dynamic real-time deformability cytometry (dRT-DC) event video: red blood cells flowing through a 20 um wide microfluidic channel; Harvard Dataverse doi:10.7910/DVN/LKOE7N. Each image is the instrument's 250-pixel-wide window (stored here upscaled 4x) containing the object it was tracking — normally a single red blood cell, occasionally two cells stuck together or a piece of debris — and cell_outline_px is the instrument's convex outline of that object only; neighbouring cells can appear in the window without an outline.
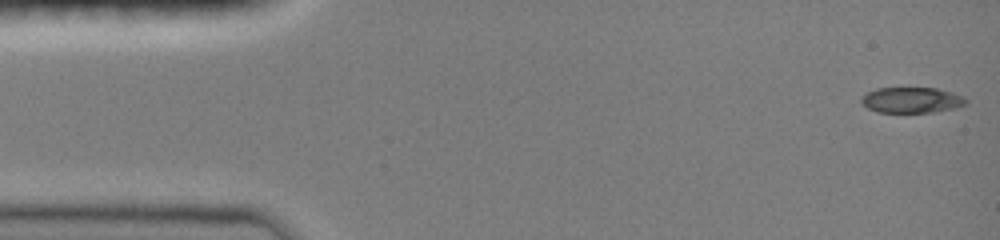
{"species": "common noctule bat (a hibernating species)", "species_latin": "Nyctalus noctula", "temperature_condition": "room temperature", "stored_images_in_passage": 31, "camera_frame_rate_fps": 3000, "um_per_image_px": 0.085, "animal": {"sex": "female", "body_mass_g": 19.0, "forearm_length_mm": 51.5}, "frame": {"image": 1, "passage_image": 1, "time_ms": 0.0, "image_size_px": [1000, 240], "cell_outline_px": [[968, 104], [956, 108], [936, 112], [876, 112], [868, 108], [860, 100], [860, 96], [876, 88], [936, 88], [952, 92], [964, 96], [968, 100]], "centroid_in_image_um": [77.53, 8.5], "position_along_channel_um": 7.5, "area_um2": 15.84}}
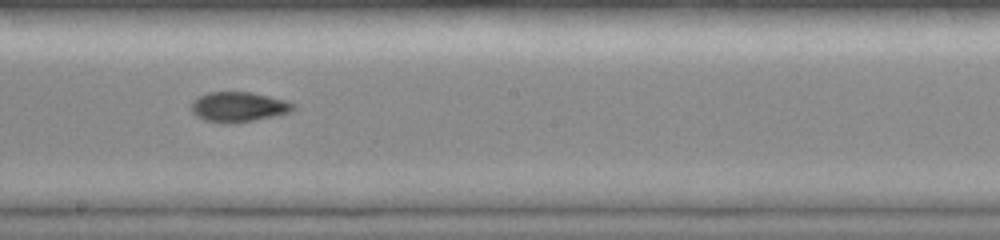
{"frame": {"image": 2, "passage_image": 17, "time_ms": 8.333, "image_size_px": [1000, 240], "cell_outline_px": [[296, 108], [292, 112], [252, 120], [228, 124], [204, 120], [196, 116], [192, 112], [192, 100], [208, 92], [252, 92], [284, 100], [296, 104]], "centroid_in_image_um": [20.27, 9.08], "position_along_channel_um": 227.9, "area_um2": 17.74}}
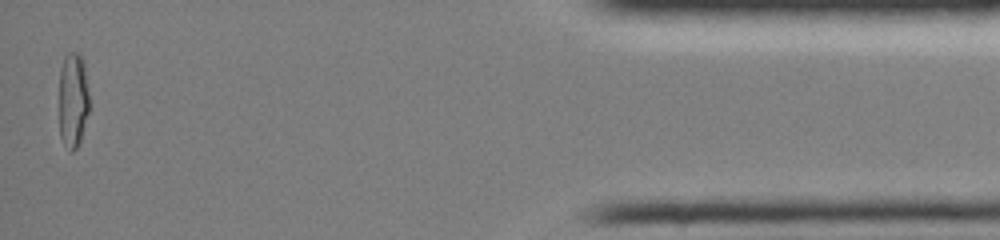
{"frame": {"image": 3, "passage_image": 31, "time_ms": 15.0, "image_size_px": [1000, 240], "cell_outline_px": [[88, 112], [80, 140], [76, 148], [72, 152], [68, 152], [60, 136], [60, 68], [64, 56], [68, 52], [76, 52], [84, 60], [88, 92]], "centroid_in_image_um": [6.2, 8.49], "position_along_channel_um": 429.0, "area_um2": 16.7}, "authors_computed_cell_mechanics": {"area_um2": 17.1088, "velocity_mm_per_s": 4.0668, "shape_relaxation_time_tau1_ms": null, "shape_relaxation_time_tau2_ms": 1.454, "deformation_change_tau1": null, "deformation_change_tau2": 0.0543}}